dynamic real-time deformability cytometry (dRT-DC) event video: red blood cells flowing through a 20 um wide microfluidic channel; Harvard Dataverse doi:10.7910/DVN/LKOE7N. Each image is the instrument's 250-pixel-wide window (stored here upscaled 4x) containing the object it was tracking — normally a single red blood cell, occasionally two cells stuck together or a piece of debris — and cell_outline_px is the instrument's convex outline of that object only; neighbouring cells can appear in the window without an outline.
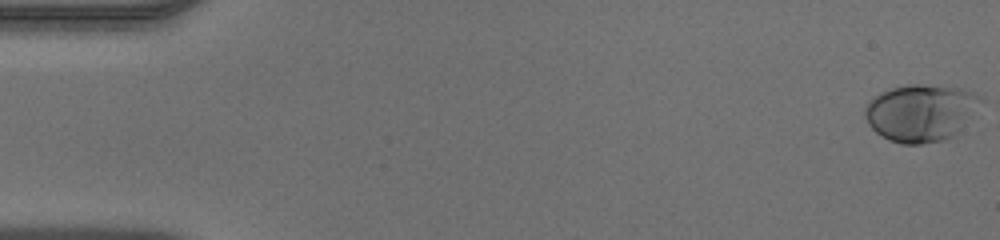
{"species": "human", "species_latin": "Homo sapiens", "temperature_condition": "warm", "stored_images_in_passage": 50, "camera_frame_rate_fps": 3000, "um_per_image_px": 0.085, "donor": {"sex": "male"}, "frame": {"image": 1, "passage_image": 1, "time_ms": 0.0, "image_size_px": [1000, 240], "cell_outline_px": [[984, 100], [956, 136], [944, 140], [920, 144], [900, 144], [888, 140], [876, 132], [868, 124], [864, 116], [864, 108], [872, 96], [888, 88], [908, 84], [924, 84], [960, 88], [976, 92], [984, 96]], "centroid_in_image_um": [78.28, 9.57], "position_along_channel_um": 6.7, "area_um2": 39.36}}
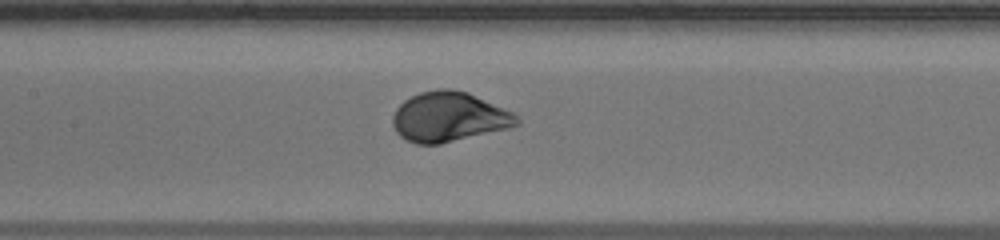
{"frame": {"image": 2, "passage_image": 24, "time_ms": 7.667, "image_size_px": [1000, 240], "cell_outline_px": [[520, 124], [508, 128], [440, 144], [416, 144], [400, 136], [396, 132], [392, 124], [392, 116], [396, 108], [404, 100], [420, 92], [436, 88], [452, 88], [468, 92], [512, 112], [520, 120]], "centroid_in_image_um": [38.13, 9.93], "position_along_channel_um": 169.3, "area_um2": 36.01}}
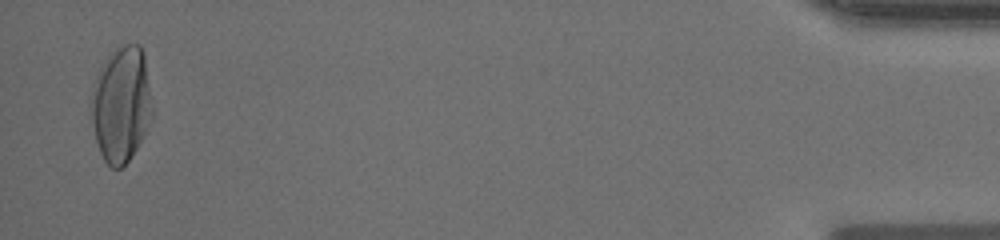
{"frame": {"image": 3, "passage_image": 49, "time_ms": 16.0, "image_size_px": [1000, 240], "cell_outline_px": [[152, 116], [136, 148], [128, 160], [120, 168], [112, 168], [104, 160], [100, 152], [96, 140], [92, 124], [88, 100], [96, 76], [108, 56], [120, 44], [140, 44], [144, 52], [152, 104]], "centroid_in_image_um": [10.27, 8.83], "position_along_channel_um": 424.9, "area_um2": 41.21}}